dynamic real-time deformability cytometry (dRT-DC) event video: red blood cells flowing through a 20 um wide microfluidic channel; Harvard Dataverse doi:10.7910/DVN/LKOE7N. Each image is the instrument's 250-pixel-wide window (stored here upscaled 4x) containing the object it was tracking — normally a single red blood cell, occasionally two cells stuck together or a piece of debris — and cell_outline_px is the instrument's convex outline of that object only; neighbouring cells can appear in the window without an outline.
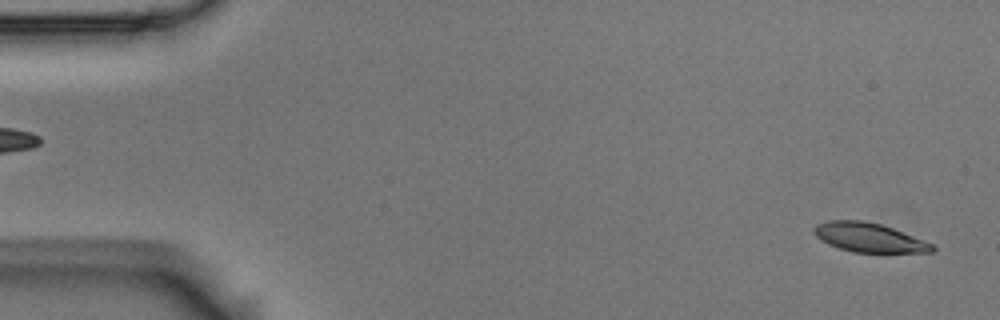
{"species": "Egyptian fruit bat (a non-hibernating species)", "species_latin": "Rousettus aegyptiacus", "temperature_condition": "room temperature", "stored_images_in_passage": 5, "camera_frame_rate_fps": 3000, "um_per_image_px": 0.085, "animal": {"sex": "male"}, "frame": {"image": 1, "passage_image": 5, "time_ms": 1.333, "image_size_px": [1000, 320], "cell_outline_px": [[936, 248], [932, 252], [852, 252], [828, 244], [816, 236], [812, 232], [812, 228], [816, 224], [828, 220], [864, 220], [880, 224], [892, 228], [932, 244]], "centroid_in_image_um": [73.8, 20.18], "position_along_channel_um": 11.2, "area_um2": 19.88}}